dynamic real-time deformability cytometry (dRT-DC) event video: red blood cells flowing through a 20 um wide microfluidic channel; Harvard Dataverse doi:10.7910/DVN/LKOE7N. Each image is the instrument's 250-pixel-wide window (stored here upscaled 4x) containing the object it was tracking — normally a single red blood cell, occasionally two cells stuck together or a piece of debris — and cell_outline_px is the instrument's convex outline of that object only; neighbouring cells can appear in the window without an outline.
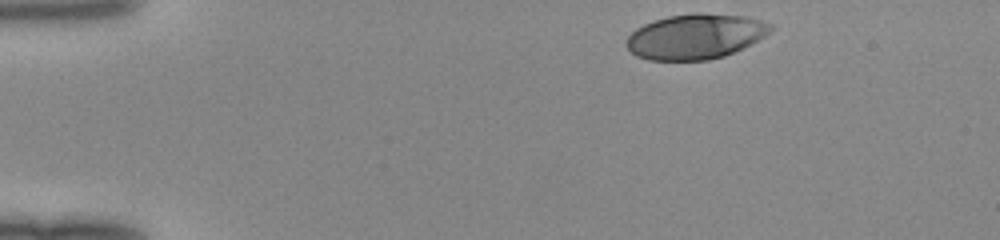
{"species": "human", "species_latin": "Homo sapiens", "temperature_condition": "room temperature", "stored_images_in_passage": 43, "camera_frame_rate_fps": 3000, "um_per_image_px": 0.085, "donor": {"sex": "female"}, "frame": {"image": 1, "passage_image": 1, "time_ms": 0.0, "image_size_px": [1000, 240], "cell_outline_px": [[772, 28], [764, 36], [724, 56], [708, 60], [648, 60], [636, 56], [624, 44], [624, 40], [636, 28], [652, 20], [668, 16], [696, 12], [700, 12], [748, 16], [772, 24]], "centroid_in_image_um": [59.05, 3.08], "position_along_channel_um": 25.9, "area_um2": 37.92}}
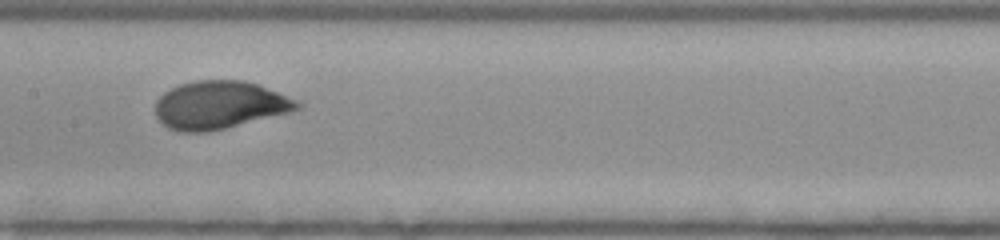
{"frame": {"image": 2, "passage_image": 19, "time_ms": 6.0, "image_size_px": [1000, 240], "cell_outline_px": [[304, 104], [300, 108], [288, 112], [208, 132], [180, 132], [168, 128], [156, 116], [156, 100], [164, 92], [180, 84], [196, 80], [244, 80], [256, 84], [296, 100]], "centroid_in_image_um": [18.63, 8.92], "position_along_channel_um": 188.8, "area_um2": 39.13}}
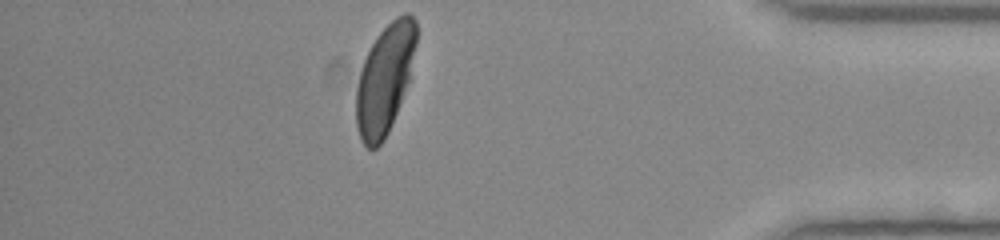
{"frame": {"image": 3, "passage_image": 37, "time_ms": 12.0, "image_size_px": [1000, 240], "cell_outline_px": [[416, 44], [408, 80], [396, 112], [388, 132], [384, 140], [376, 148], [368, 148], [360, 140], [356, 124], [356, 88], [360, 72], [364, 60], [376, 36], [396, 16], [404, 12], [408, 12], [416, 20]], "centroid_in_image_um": [32.69, 6.71], "position_along_channel_um": 402.5, "area_um2": 37.69}}